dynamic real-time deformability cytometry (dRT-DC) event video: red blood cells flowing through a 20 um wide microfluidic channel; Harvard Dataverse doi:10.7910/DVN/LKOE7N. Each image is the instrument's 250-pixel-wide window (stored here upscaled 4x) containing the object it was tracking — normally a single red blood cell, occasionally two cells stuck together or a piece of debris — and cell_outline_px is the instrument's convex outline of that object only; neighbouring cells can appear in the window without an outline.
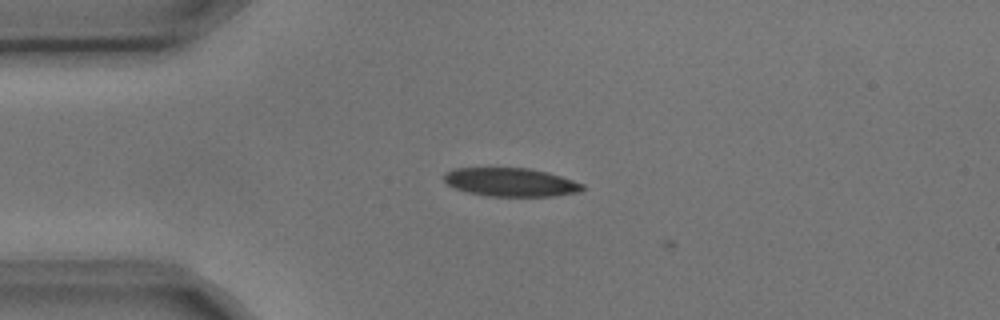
{"species": "common noctule bat (a hibernating species)", "species_latin": "Nyctalus noctula", "temperature_condition": "cold", "stored_images_in_passage": 3, "camera_frame_rate_fps": 3000, "um_per_image_px": 0.085, "animal": {"sex": "male", "body_mass_g": 17.9, "forearm_length_mm": 54.2}, "frame": {"image": 1, "passage_image": 1, "time_ms": 0.0, "image_size_px": [1000, 320], "cell_outline_px": [[584, 188], [580, 192], [552, 196], [488, 196], [468, 192], [456, 188], [448, 184], [444, 180], [444, 172], [456, 168], [528, 168], [548, 172], [584, 184]], "centroid_in_image_um": [43.42, 15.48], "position_along_channel_um": 41.6, "area_um2": 22.89}}